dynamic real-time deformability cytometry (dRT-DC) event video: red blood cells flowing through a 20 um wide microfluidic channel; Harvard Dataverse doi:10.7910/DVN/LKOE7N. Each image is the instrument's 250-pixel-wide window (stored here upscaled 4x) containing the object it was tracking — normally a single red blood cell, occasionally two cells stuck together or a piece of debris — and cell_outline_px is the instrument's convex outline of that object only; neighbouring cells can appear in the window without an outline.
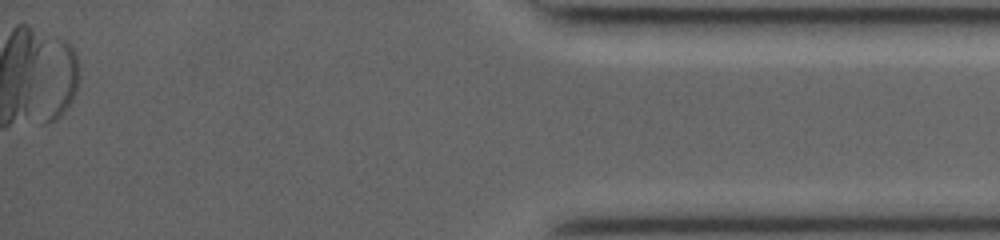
{"species": "common noctule bat (a hibernating species)", "species_latin": "Nyctalus noctula", "temperature_condition": "room temperature", "stored_images_in_passage": 46, "segment_of_instrument_passage": [2, 2], "camera_frame_rate_fps": 3000, "um_per_image_px": 0.085, "animal": {"sex": "female", "body_mass_g": 19.0, "forearm_length_mm": 53.3}, "frame": {"image": 1, "passage_image": 46, "time_ms": 15.0, "image_size_px": [1000, 240], "cell_outline_px": [[80, 80], [72, 100], [64, 112], [56, 120], [44, 124], [40, 124], [40, 120], [56, 44], [60, 40], [64, 40], [72, 44], [76, 52], [80, 76]], "centroid_in_image_um": [5.18, 6.99], "position_along_channel_um": 430.0, "area_um2": 14.68}}